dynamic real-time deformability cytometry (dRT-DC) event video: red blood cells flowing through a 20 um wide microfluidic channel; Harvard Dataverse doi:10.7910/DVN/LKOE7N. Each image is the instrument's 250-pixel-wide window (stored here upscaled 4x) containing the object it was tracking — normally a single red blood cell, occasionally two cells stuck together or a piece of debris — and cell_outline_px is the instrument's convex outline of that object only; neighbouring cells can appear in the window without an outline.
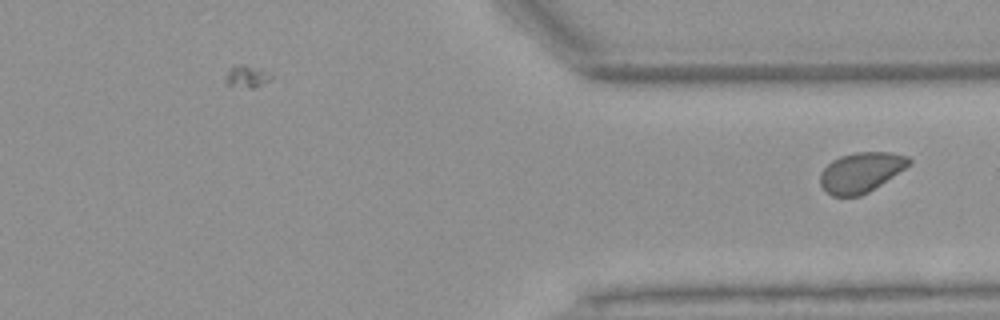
{"species": "Egyptian fruit bat (a non-hibernating species)", "species_latin": "Rousettus aegyptiacus", "temperature_condition": "warm", "stored_images_in_passage": 38, "camera_frame_rate_fps": 3000, "um_per_image_px": 0.085, "animal": {"sex": "female"}, "frame": {"image": 1, "passage_image": 38, "time_ms": 12.333, "image_size_px": [1000, 320], "cell_outline_px": [[912, 164], [868, 192], [860, 196], [832, 196], [824, 192], [820, 184], [820, 172], [832, 160], [840, 156], [856, 152], [892, 152], [908, 156], [912, 160]], "centroid_in_image_um": [73.18, 14.64], "position_along_channel_um": 338.2, "area_um2": 20.87}}